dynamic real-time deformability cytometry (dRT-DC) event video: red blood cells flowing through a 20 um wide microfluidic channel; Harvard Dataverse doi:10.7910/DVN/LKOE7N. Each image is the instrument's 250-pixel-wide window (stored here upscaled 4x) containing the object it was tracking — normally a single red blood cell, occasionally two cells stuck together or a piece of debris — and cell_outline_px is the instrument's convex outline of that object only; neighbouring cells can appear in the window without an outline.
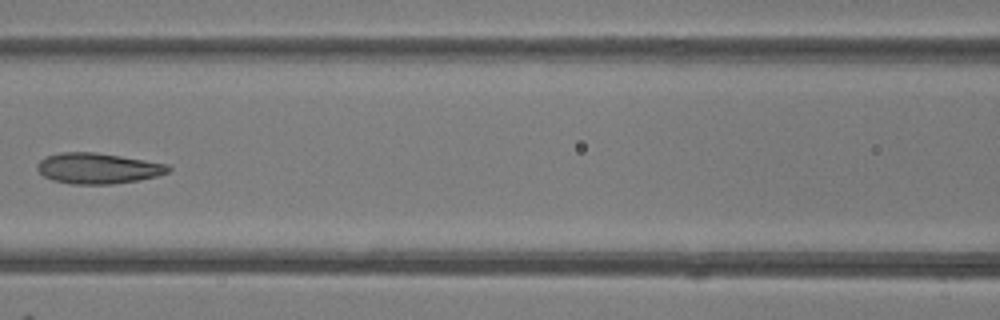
{"species": "common noctule bat (a hibernating species)", "species_latin": "Nyctalus noctula", "temperature_condition": "room temperature", "stored_images_in_passage": 8, "camera_frame_rate_fps": 3000, "um_per_image_px": 0.085, "animal": {"sex": "female"}, "frame": {"image": 1, "passage_image": 6, "time_ms": 6.667, "image_size_px": [1000, 320], "cell_outline_px": [[172, 168], [168, 172], [156, 176], [140, 180], [112, 184], [72, 184], [52, 180], [44, 176], [36, 168], [36, 164], [40, 160], [48, 156], [60, 152], [92, 152], [120, 156], [168, 164]], "centroid_in_image_um": [8.31, 14.31], "position_along_channel_um": 158.3, "area_um2": 23.35}}
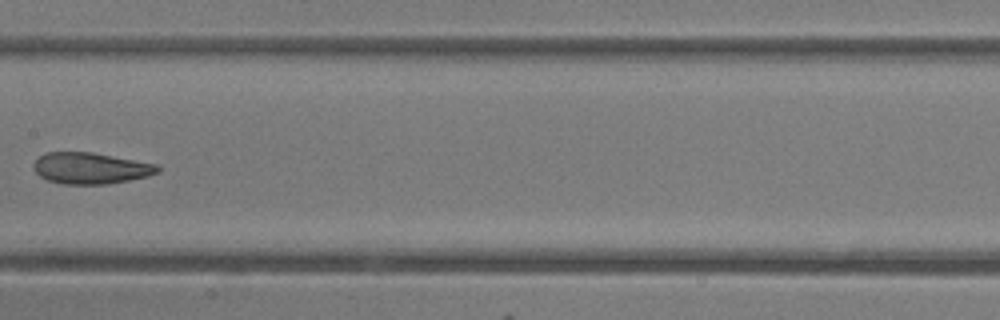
{"frame": {"image": 2, "passage_image": 7, "time_ms": 7.667, "image_size_px": [1000, 320], "cell_outline_px": [[160, 172], [148, 176], [128, 180], [104, 184], [60, 184], [48, 180], [40, 176], [32, 168], [32, 164], [44, 152], [92, 152], [156, 164], [160, 168]], "centroid_in_image_um": [7.67, 14.29], "position_along_channel_um": 199.7, "area_um2": 22.6}}
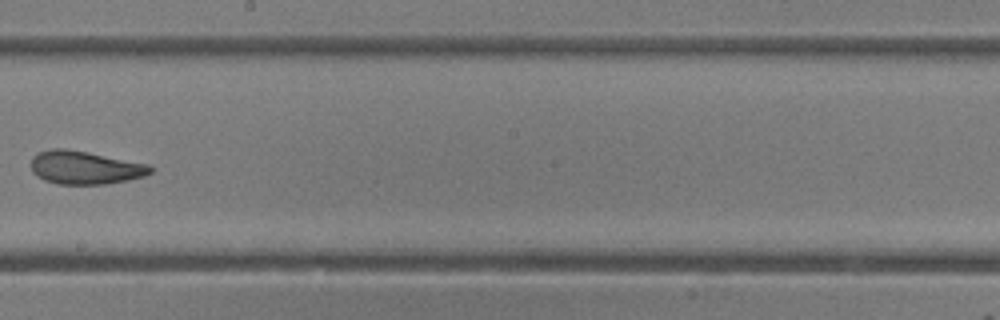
{"frame": {"image": 3, "passage_image": 8, "time_ms": 8.667, "image_size_px": [1000, 320], "cell_outline_px": [[156, 168], [152, 172], [144, 176], [128, 180], [108, 184], [56, 184], [44, 180], [36, 176], [32, 172], [32, 156], [36, 152], [52, 148], [64, 148], [88, 152], [148, 164]], "centroid_in_image_um": [7.22, 14.24], "position_along_channel_um": 241.0, "area_um2": 23.35}}